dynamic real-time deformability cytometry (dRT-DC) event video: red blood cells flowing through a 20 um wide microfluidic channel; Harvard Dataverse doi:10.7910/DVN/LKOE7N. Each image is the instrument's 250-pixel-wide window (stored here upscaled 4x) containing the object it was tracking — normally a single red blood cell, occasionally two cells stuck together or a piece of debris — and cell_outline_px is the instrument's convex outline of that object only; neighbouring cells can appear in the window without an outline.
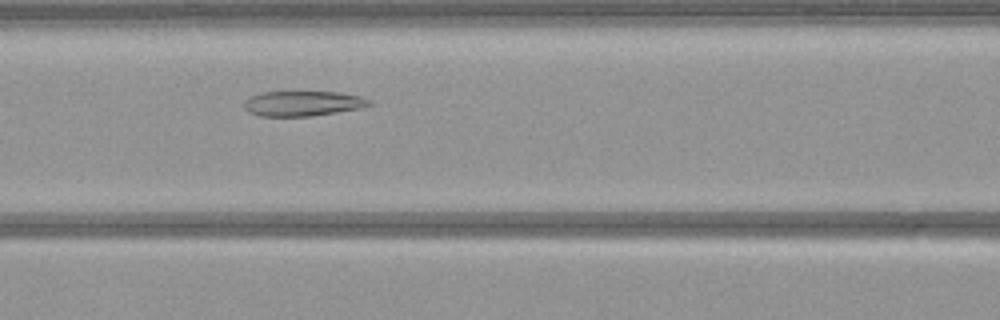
{"species": "common noctule bat (a hibernating species)", "species_latin": "Nyctalus noctula", "temperature_condition": "warm", "stored_images_in_passage": 47, "camera_frame_rate_fps": 3000, "um_per_image_px": 0.085, "animal": {"sex": "female", "body_mass_g": 21.9}, "frame": {"image": 1, "passage_image": 16, "time_ms": 5.0, "image_size_px": [1000, 320], "cell_outline_px": [[372, 104], [364, 108], [312, 116], [260, 116], [248, 112], [244, 108], [244, 100], [252, 96], [264, 92], [340, 92], [360, 96], [368, 100]], "centroid_in_image_um": [25.75, 8.8], "position_along_channel_um": 140.9, "area_um2": 18.32}}
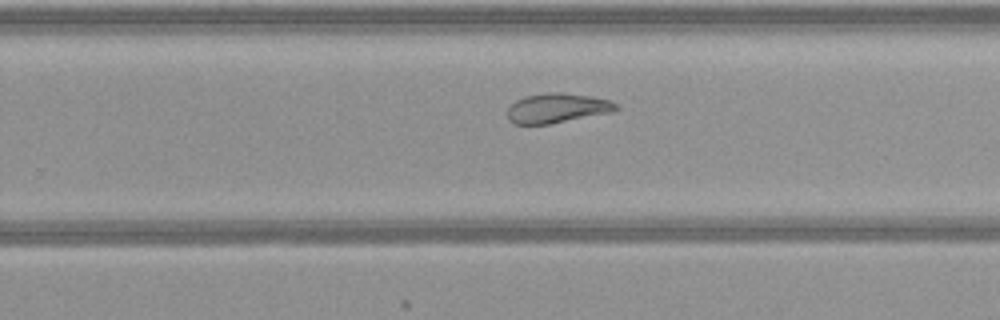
{"frame": {"image": 2, "passage_image": 27, "time_ms": 8.667, "image_size_px": [1000, 320], "cell_outline_px": [[620, 108], [612, 112], [548, 124], [516, 124], [508, 120], [508, 108], [516, 100], [524, 96], [548, 92], [564, 92], [592, 96], [608, 100], [616, 104]], "centroid_in_image_um": [47.35, 9.18], "position_along_channel_um": 282.5, "area_um2": 18.73}}
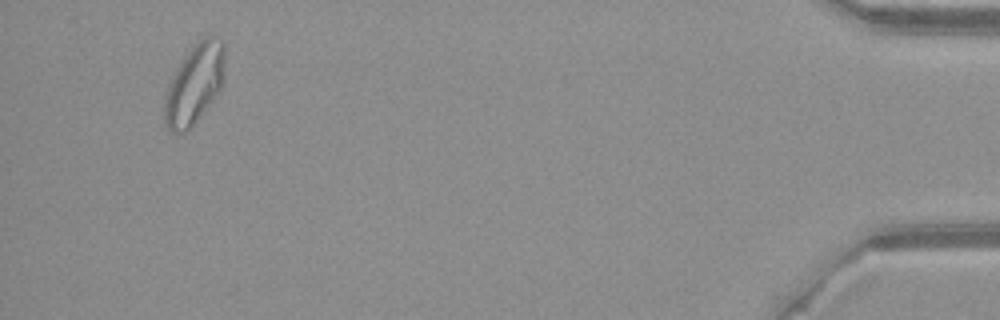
{"frame": {"image": 3, "passage_image": 44, "time_ms": 14.333, "image_size_px": [1000, 320], "cell_outline_px": [[224, 84], [200, 116], [184, 132], [172, 132], [164, 124], [164, 96], [168, 84], [180, 60], [208, 32], [220, 36], [224, 40]], "centroid_in_image_um": [16.54, 7.08], "position_along_channel_um": 418.7, "area_um2": 28.32}}